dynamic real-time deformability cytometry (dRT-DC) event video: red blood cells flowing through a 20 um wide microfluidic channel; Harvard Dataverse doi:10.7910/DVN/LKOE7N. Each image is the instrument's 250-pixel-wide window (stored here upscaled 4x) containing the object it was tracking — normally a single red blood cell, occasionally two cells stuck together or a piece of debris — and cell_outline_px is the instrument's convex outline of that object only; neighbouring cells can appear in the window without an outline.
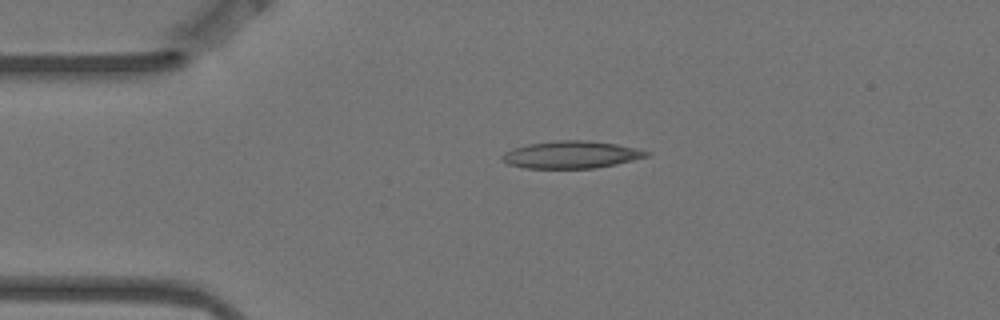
{"species": "Egyptian fruit bat (a non-hibernating species)", "species_latin": "Rousettus aegyptiacus", "temperature_condition": "warm", "stored_images_in_passage": 3, "camera_frame_rate_fps": 3000, "um_per_image_px": 0.085, "animal": {"sex": "female"}, "frame": {"image": 1, "passage_image": 2, "time_ms": 0.333, "image_size_px": [1000, 320], "cell_outline_px": [[652, 152], [648, 156], [616, 164], [596, 168], [524, 168], [508, 164], [500, 160], [500, 156], [504, 152], [512, 148], [528, 144], [556, 140], [588, 140], [616, 144], [636, 148]], "centroid_in_image_um": [48.52, 13.14], "position_along_channel_um": 36.5, "area_um2": 23.12}}